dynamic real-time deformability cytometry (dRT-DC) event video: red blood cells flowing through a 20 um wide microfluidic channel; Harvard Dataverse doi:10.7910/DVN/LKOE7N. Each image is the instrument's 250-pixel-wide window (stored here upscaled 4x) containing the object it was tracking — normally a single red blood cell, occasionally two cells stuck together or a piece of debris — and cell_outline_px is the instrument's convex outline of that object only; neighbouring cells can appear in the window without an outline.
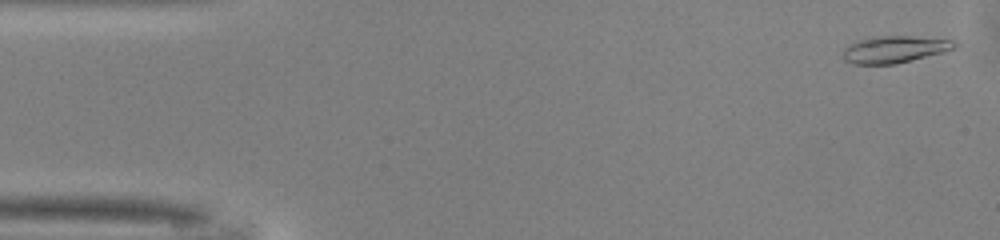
{"species": "common noctule bat (a hibernating species)", "species_latin": "Nyctalus noctula", "temperature_condition": "warm", "stored_images_in_passage": 39, "camera_frame_rate_fps": 3000, "um_per_image_px": 0.085, "animal": {"sex": "male", "body_mass_g": 13.0, "forearm_length_mm": 53.1}, "frame": {"image": 1, "passage_image": 2, "time_ms": 0.333, "image_size_px": [1000, 240], "cell_outline_px": [[956, 48], [944, 52], [896, 64], [852, 64], [844, 60], [844, 48], [856, 40], [880, 36], [912, 36], [952, 40], [956, 44]], "centroid_in_image_um": [76.03, 4.2], "position_along_channel_um": 9.0, "area_um2": 17.46}}
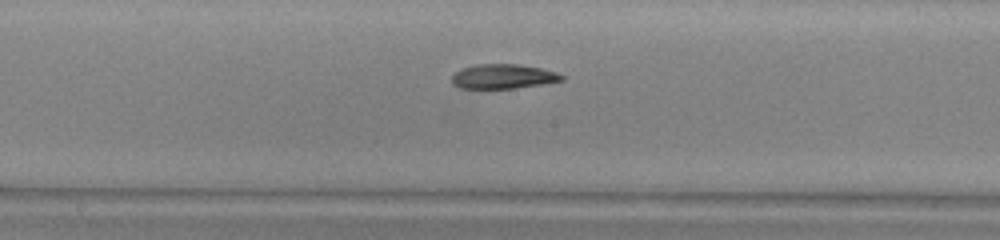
{"frame": {"image": 2, "passage_image": 25, "time_ms": 8.0, "image_size_px": [1000, 240], "cell_outline_px": [[564, 80], [540, 84], [512, 88], [460, 88], [452, 84], [452, 72], [460, 68], [476, 64], [516, 64], [540, 68], [556, 72], [564, 76]], "centroid_in_image_um": [42.7, 6.49], "position_along_channel_um": 205.5, "area_um2": 15.66}}
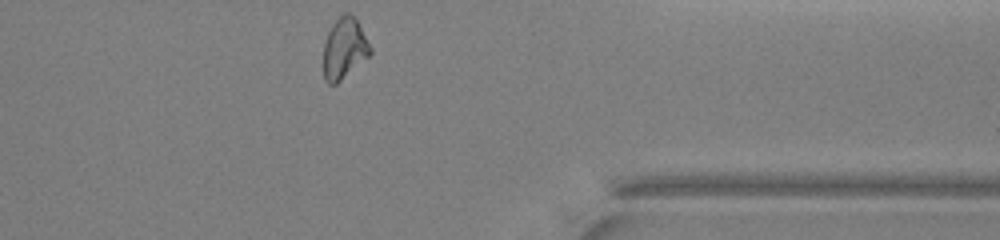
{"frame": {"image": 3, "passage_image": 39, "time_ms": 12.667, "image_size_px": [1000, 240], "cell_outline_px": [[372, 52], [368, 56], [336, 84], [328, 84], [324, 80], [324, 40], [332, 24], [344, 12], [348, 12], [356, 20], [372, 48]], "centroid_in_image_um": [29.25, 4.12], "position_along_channel_um": 382.2, "area_um2": 16.36}, "authors_computed_cell_mechanics": {"area_um2": 16.5886, "velocity_mm_per_s": 4.1547, "shape_relaxation_time_tau1_ms": null, "shape_relaxation_time_tau2_ms": 4.8708, "deformation_change_tau1": null, "deformation_change_tau2": 0.1231}}